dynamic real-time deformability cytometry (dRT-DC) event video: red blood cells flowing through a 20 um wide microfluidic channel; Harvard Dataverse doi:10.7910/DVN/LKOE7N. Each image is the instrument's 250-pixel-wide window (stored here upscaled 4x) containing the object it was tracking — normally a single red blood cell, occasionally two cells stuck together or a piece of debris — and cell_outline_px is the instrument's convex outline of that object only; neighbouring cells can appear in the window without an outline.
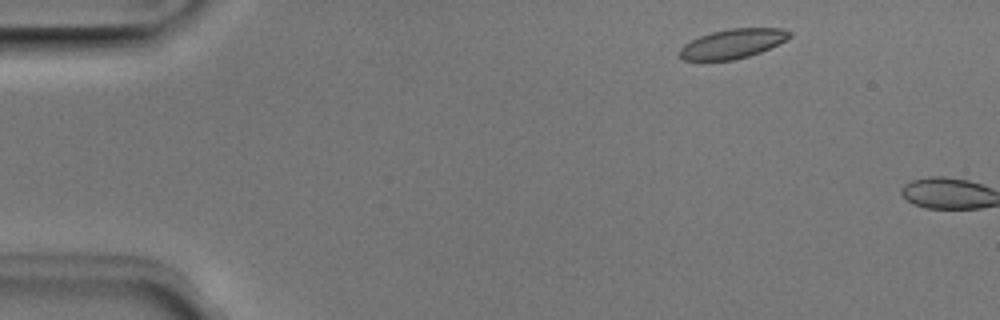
{"species": "Egyptian fruit bat (a non-hibernating species)", "species_latin": "Rousettus aegyptiacus", "temperature_condition": "room temperature", "stored_images_in_passage": 3, "camera_frame_rate_fps": 3000, "um_per_image_px": 0.085, "animal": {"sex": "male"}, "frame": {"image": 1, "passage_image": 2, "time_ms": 0.333, "image_size_px": [1000, 320], "cell_outline_px": [[792, 36], [760, 52], [748, 56], [732, 60], [684, 60], [680, 56], [680, 48], [684, 44], [700, 36], [712, 32], [728, 28], [780, 28], [792, 32]], "centroid_in_image_um": [62.27, 3.7], "position_along_channel_um": 22.7, "area_um2": 18.55}}